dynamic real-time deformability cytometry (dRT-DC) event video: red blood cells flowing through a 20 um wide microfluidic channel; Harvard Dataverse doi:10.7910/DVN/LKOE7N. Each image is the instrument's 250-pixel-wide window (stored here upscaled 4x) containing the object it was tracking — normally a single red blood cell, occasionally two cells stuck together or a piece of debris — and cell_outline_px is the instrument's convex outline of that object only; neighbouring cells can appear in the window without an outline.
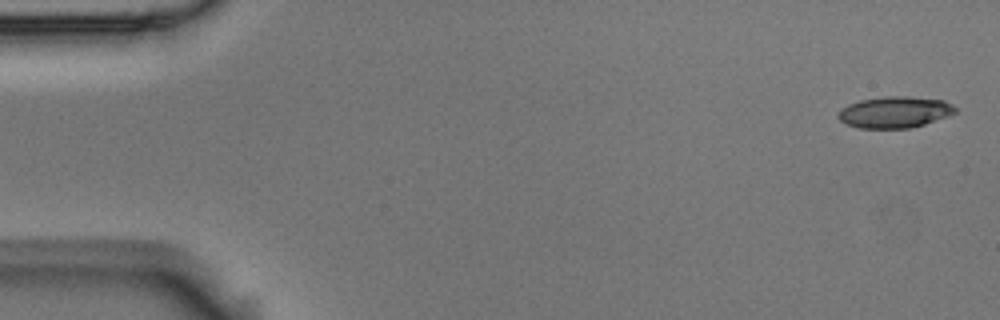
{"species": "Egyptian fruit bat (a non-hibernating species)", "species_latin": "Rousettus aegyptiacus", "temperature_condition": "room temperature", "stored_images_in_passage": 5, "camera_frame_rate_fps": 3000, "um_per_image_px": 0.085, "animal": {"sex": "male"}, "frame": {"image": 1, "passage_image": 1, "time_ms": 0.0, "image_size_px": [1000, 320], "cell_outline_px": [[956, 112], [948, 116], [924, 124], [908, 128], [860, 128], [848, 124], [840, 120], [836, 116], [848, 104], [860, 100], [888, 96], [908, 96], [944, 100], [952, 104], [956, 108]], "centroid_in_image_um": [76.08, 9.53], "position_along_channel_um": 8.9, "area_um2": 21.21}}
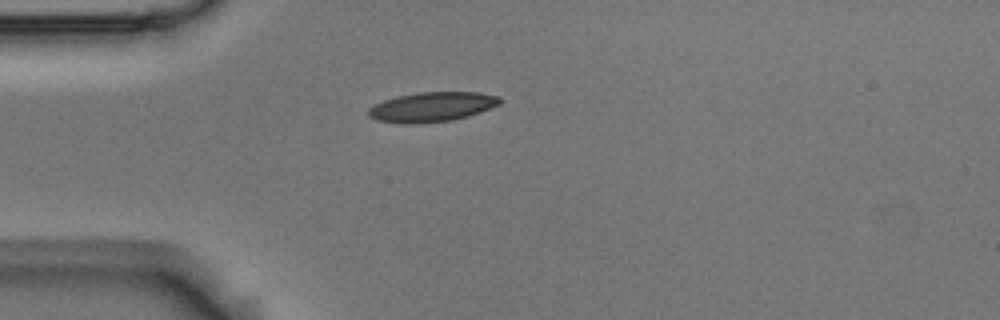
{"frame": {"image": 2, "passage_image": 4, "time_ms": 1.0, "image_size_px": [1000, 320], "cell_outline_px": [[500, 104], [480, 112], [468, 116], [452, 120], [412, 124], [404, 124], [376, 120], [368, 116], [368, 108], [384, 100], [396, 96], [420, 92], [476, 92], [500, 96]], "centroid_in_image_um": [36.7, 9.09], "position_along_channel_um": 48.3, "area_um2": 22.72}}